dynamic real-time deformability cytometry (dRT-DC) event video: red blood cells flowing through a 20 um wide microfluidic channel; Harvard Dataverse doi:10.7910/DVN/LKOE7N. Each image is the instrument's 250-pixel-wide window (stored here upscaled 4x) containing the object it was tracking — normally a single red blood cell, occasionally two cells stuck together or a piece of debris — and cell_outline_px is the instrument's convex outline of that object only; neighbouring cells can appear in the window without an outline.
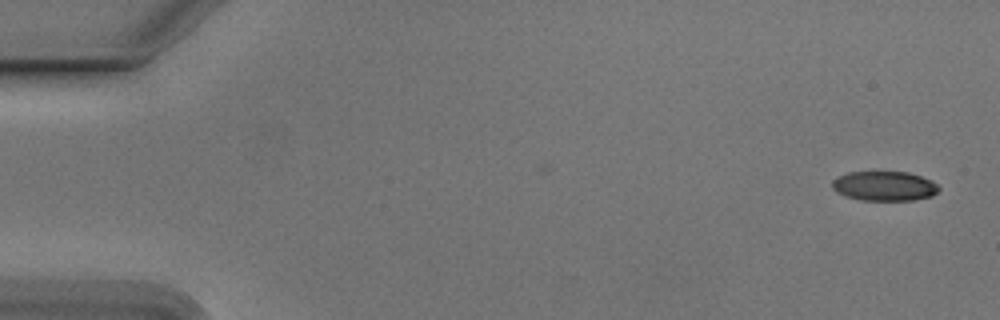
{"species": "Egyptian fruit bat (a non-hibernating species)", "species_latin": "Rousettus aegyptiacus", "temperature_condition": "cold", "stored_images_in_passage": 45, "camera_frame_rate_fps": 3000, "um_per_image_px": 0.085, "animal": {"sex": "male"}, "frame": {"image": 1, "passage_image": 1, "time_ms": 0.0, "image_size_px": [1000, 320], "cell_outline_px": [[940, 188], [932, 196], [912, 200], [860, 200], [844, 196], [836, 192], [832, 188], [832, 180], [848, 172], [908, 172], [932, 180]], "centroid_in_image_um": [75.15, 15.81], "position_along_channel_um": 9.8, "area_um2": 18.38}}
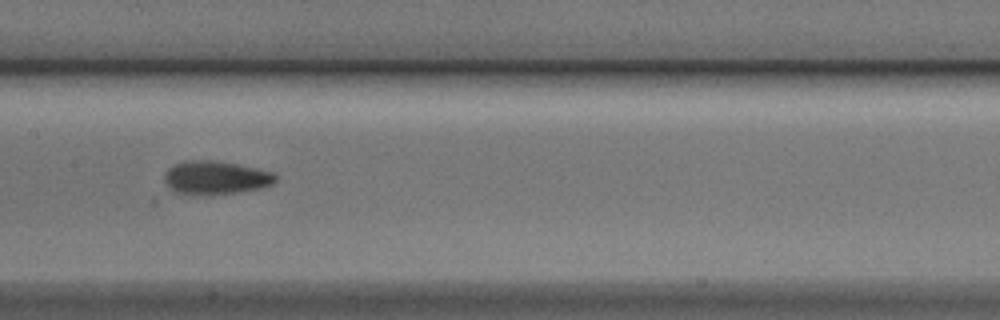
{"frame": {"image": 2, "passage_image": 26, "time_ms": 8.333, "image_size_px": [1000, 320], "cell_outline_px": [[276, 180], [272, 184], [260, 188], [236, 192], [200, 196], [176, 192], [164, 180], [164, 176], [168, 168], [184, 160], [212, 160], [236, 164], [256, 168], [272, 172], [276, 176]], "centroid_in_image_um": [18.32, 15.1], "position_along_channel_um": 189.1, "area_um2": 21.5}}
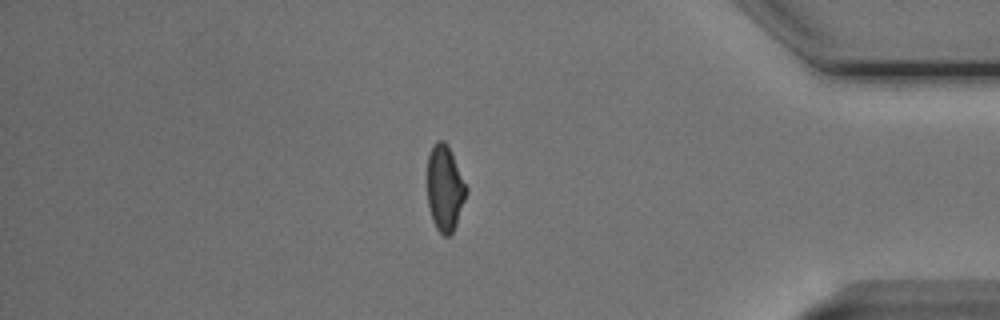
{"frame": {"image": 3, "passage_image": 45, "time_ms": 14.667, "image_size_px": [1000, 320], "cell_outline_px": [[468, 192], [456, 224], [452, 232], [448, 236], [444, 236], [436, 228], [432, 220], [428, 204], [428, 156], [432, 144], [436, 140], [444, 140], [468, 188]], "centroid_in_image_um": [37.8, 16.01], "position_along_channel_um": 397.4, "area_um2": 19.25}, "authors_computed_cell_mechanics": {"area_um2": 20.3456, "velocity_mm_per_s": 3.8064, "shape_relaxation_time_tau1_ms": 4.514, "shape_relaxation_time_tau2_ms": 3.9001, "deformation_change_tau1": 0.1506, "deformation_change_tau2": 0.0856}}